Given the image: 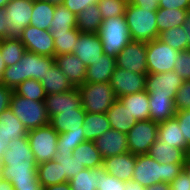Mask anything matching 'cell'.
Masks as SVG:
<instances>
[{"instance_id":"obj_20","label":"cell","mask_w":190,"mask_h":190,"mask_svg":"<svg viewBox=\"0 0 190 190\" xmlns=\"http://www.w3.org/2000/svg\"><path fill=\"white\" fill-rule=\"evenodd\" d=\"M55 63L74 87L85 83L87 66L76 55L71 53L55 56Z\"/></svg>"},{"instance_id":"obj_48","label":"cell","mask_w":190,"mask_h":190,"mask_svg":"<svg viewBox=\"0 0 190 190\" xmlns=\"http://www.w3.org/2000/svg\"><path fill=\"white\" fill-rule=\"evenodd\" d=\"M176 118L179 121L181 134L188 144V154L190 153V111L188 109L176 112Z\"/></svg>"},{"instance_id":"obj_18","label":"cell","mask_w":190,"mask_h":190,"mask_svg":"<svg viewBox=\"0 0 190 190\" xmlns=\"http://www.w3.org/2000/svg\"><path fill=\"white\" fill-rule=\"evenodd\" d=\"M44 102L49 119L60 114L61 110L83 109L81 96L77 87L64 93L47 94Z\"/></svg>"},{"instance_id":"obj_2","label":"cell","mask_w":190,"mask_h":190,"mask_svg":"<svg viewBox=\"0 0 190 190\" xmlns=\"http://www.w3.org/2000/svg\"><path fill=\"white\" fill-rule=\"evenodd\" d=\"M54 63L55 57L41 56L26 51L20 61L6 67L0 83L14 89L27 79L41 81Z\"/></svg>"},{"instance_id":"obj_31","label":"cell","mask_w":190,"mask_h":190,"mask_svg":"<svg viewBox=\"0 0 190 190\" xmlns=\"http://www.w3.org/2000/svg\"><path fill=\"white\" fill-rule=\"evenodd\" d=\"M82 128L85 140L94 141L111 127L109 120L107 119L106 113L86 112Z\"/></svg>"},{"instance_id":"obj_17","label":"cell","mask_w":190,"mask_h":190,"mask_svg":"<svg viewBox=\"0 0 190 190\" xmlns=\"http://www.w3.org/2000/svg\"><path fill=\"white\" fill-rule=\"evenodd\" d=\"M94 144L103 159L129 152L126 133L112 128L95 139Z\"/></svg>"},{"instance_id":"obj_28","label":"cell","mask_w":190,"mask_h":190,"mask_svg":"<svg viewBox=\"0 0 190 190\" xmlns=\"http://www.w3.org/2000/svg\"><path fill=\"white\" fill-rule=\"evenodd\" d=\"M138 121L150 119L149 95L146 90L118 98Z\"/></svg>"},{"instance_id":"obj_54","label":"cell","mask_w":190,"mask_h":190,"mask_svg":"<svg viewBox=\"0 0 190 190\" xmlns=\"http://www.w3.org/2000/svg\"><path fill=\"white\" fill-rule=\"evenodd\" d=\"M6 17L4 8H0V39L8 38L10 35V28L6 24Z\"/></svg>"},{"instance_id":"obj_32","label":"cell","mask_w":190,"mask_h":190,"mask_svg":"<svg viewBox=\"0 0 190 190\" xmlns=\"http://www.w3.org/2000/svg\"><path fill=\"white\" fill-rule=\"evenodd\" d=\"M37 176L43 187L68 182L60 163L55 160L38 164Z\"/></svg>"},{"instance_id":"obj_5","label":"cell","mask_w":190,"mask_h":190,"mask_svg":"<svg viewBox=\"0 0 190 190\" xmlns=\"http://www.w3.org/2000/svg\"><path fill=\"white\" fill-rule=\"evenodd\" d=\"M106 55L116 56L131 41L125 16L111 17L102 21L98 31Z\"/></svg>"},{"instance_id":"obj_6","label":"cell","mask_w":190,"mask_h":190,"mask_svg":"<svg viewBox=\"0 0 190 190\" xmlns=\"http://www.w3.org/2000/svg\"><path fill=\"white\" fill-rule=\"evenodd\" d=\"M10 109L28 131L50 124L44 101H34L13 92Z\"/></svg>"},{"instance_id":"obj_60","label":"cell","mask_w":190,"mask_h":190,"mask_svg":"<svg viewBox=\"0 0 190 190\" xmlns=\"http://www.w3.org/2000/svg\"><path fill=\"white\" fill-rule=\"evenodd\" d=\"M0 190H15L10 181L0 178Z\"/></svg>"},{"instance_id":"obj_27","label":"cell","mask_w":190,"mask_h":190,"mask_svg":"<svg viewBox=\"0 0 190 190\" xmlns=\"http://www.w3.org/2000/svg\"><path fill=\"white\" fill-rule=\"evenodd\" d=\"M175 96H149L150 120L164 122L176 115Z\"/></svg>"},{"instance_id":"obj_42","label":"cell","mask_w":190,"mask_h":190,"mask_svg":"<svg viewBox=\"0 0 190 190\" xmlns=\"http://www.w3.org/2000/svg\"><path fill=\"white\" fill-rule=\"evenodd\" d=\"M85 141L83 131H65L59 133L56 154L73 153L75 147Z\"/></svg>"},{"instance_id":"obj_15","label":"cell","mask_w":190,"mask_h":190,"mask_svg":"<svg viewBox=\"0 0 190 190\" xmlns=\"http://www.w3.org/2000/svg\"><path fill=\"white\" fill-rule=\"evenodd\" d=\"M182 82V78L173 70L147 74L145 90L149 96H175Z\"/></svg>"},{"instance_id":"obj_38","label":"cell","mask_w":190,"mask_h":190,"mask_svg":"<svg viewBox=\"0 0 190 190\" xmlns=\"http://www.w3.org/2000/svg\"><path fill=\"white\" fill-rule=\"evenodd\" d=\"M68 182L71 190H97L100 182V168H84Z\"/></svg>"},{"instance_id":"obj_12","label":"cell","mask_w":190,"mask_h":190,"mask_svg":"<svg viewBox=\"0 0 190 190\" xmlns=\"http://www.w3.org/2000/svg\"><path fill=\"white\" fill-rule=\"evenodd\" d=\"M147 45L143 41H130L116 56V66L138 74H148Z\"/></svg>"},{"instance_id":"obj_65","label":"cell","mask_w":190,"mask_h":190,"mask_svg":"<svg viewBox=\"0 0 190 190\" xmlns=\"http://www.w3.org/2000/svg\"><path fill=\"white\" fill-rule=\"evenodd\" d=\"M9 0H0V8H4L8 4Z\"/></svg>"},{"instance_id":"obj_36","label":"cell","mask_w":190,"mask_h":190,"mask_svg":"<svg viewBox=\"0 0 190 190\" xmlns=\"http://www.w3.org/2000/svg\"><path fill=\"white\" fill-rule=\"evenodd\" d=\"M77 18L74 13L67 9L64 4L55 6L53 20L51 21L50 33L68 32L71 29H77Z\"/></svg>"},{"instance_id":"obj_44","label":"cell","mask_w":190,"mask_h":190,"mask_svg":"<svg viewBox=\"0 0 190 190\" xmlns=\"http://www.w3.org/2000/svg\"><path fill=\"white\" fill-rule=\"evenodd\" d=\"M54 160L60 163L63 169V174H65L68 181L85 168L83 165H80L77 162L76 158L73 157L72 153L56 154Z\"/></svg>"},{"instance_id":"obj_59","label":"cell","mask_w":190,"mask_h":190,"mask_svg":"<svg viewBox=\"0 0 190 190\" xmlns=\"http://www.w3.org/2000/svg\"><path fill=\"white\" fill-rule=\"evenodd\" d=\"M146 190H171V188L169 183L160 182L149 186Z\"/></svg>"},{"instance_id":"obj_16","label":"cell","mask_w":190,"mask_h":190,"mask_svg":"<svg viewBox=\"0 0 190 190\" xmlns=\"http://www.w3.org/2000/svg\"><path fill=\"white\" fill-rule=\"evenodd\" d=\"M72 54L81 59L86 66L93 64L104 54L98 33L80 32Z\"/></svg>"},{"instance_id":"obj_40","label":"cell","mask_w":190,"mask_h":190,"mask_svg":"<svg viewBox=\"0 0 190 190\" xmlns=\"http://www.w3.org/2000/svg\"><path fill=\"white\" fill-rule=\"evenodd\" d=\"M158 39L179 52L188 49L186 30H184L183 26L173 27L171 29L161 32Z\"/></svg>"},{"instance_id":"obj_19","label":"cell","mask_w":190,"mask_h":190,"mask_svg":"<svg viewBox=\"0 0 190 190\" xmlns=\"http://www.w3.org/2000/svg\"><path fill=\"white\" fill-rule=\"evenodd\" d=\"M136 155L127 152L121 155L110 156L103 159V168L121 181L128 182L133 178Z\"/></svg>"},{"instance_id":"obj_23","label":"cell","mask_w":190,"mask_h":190,"mask_svg":"<svg viewBox=\"0 0 190 190\" xmlns=\"http://www.w3.org/2000/svg\"><path fill=\"white\" fill-rule=\"evenodd\" d=\"M181 133L176 116L158 123L157 139L168 142L174 148L183 149L188 154V144Z\"/></svg>"},{"instance_id":"obj_14","label":"cell","mask_w":190,"mask_h":190,"mask_svg":"<svg viewBox=\"0 0 190 190\" xmlns=\"http://www.w3.org/2000/svg\"><path fill=\"white\" fill-rule=\"evenodd\" d=\"M147 74H138L116 67L110 84L117 98L145 90Z\"/></svg>"},{"instance_id":"obj_3","label":"cell","mask_w":190,"mask_h":190,"mask_svg":"<svg viewBox=\"0 0 190 190\" xmlns=\"http://www.w3.org/2000/svg\"><path fill=\"white\" fill-rule=\"evenodd\" d=\"M184 164H161L149 154L136 155V163L133 172V181L145 188L156 183H171L183 170Z\"/></svg>"},{"instance_id":"obj_58","label":"cell","mask_w":190,"mask_h":190,"mask_svg":"<svg viewBox=\"0 0 190 190\" xmlns=\"http://www.w3.org/2000/svg\"><path fill=\"white\" fill-rule=\"evenodd\" d=\"M124 190H146V188L138 182L131 180L126 182Z\"/></svg>"},{"instance_id":"obj_7","label":"cell","mask_w":190,"mask_h":190,"mask_svg":"<svg viewBox=\"0 0 190 190\" xmlns=\"http://www.w3.org/2000/svg\"><path fill=\"white\" fill-rule=\"evenodd\" d=\"M77 88L88 113H106L117 99L109 82L84 83Z\"/></svg>"},{"instance_id":"obj_51","label":"cell","mask_w":190,"mask_h":190,"mask_svg":"<svg viewBox=\"0 0 190 190\" xmlns=\"http://www.w3.org/2000/svg\"><path fill=\"white\" fill-rule=\"evenodd\" d=\"M170 188L171 190H190V179L184 170L170 183Z\"/></svg>"},{"instance_id":"obj_52","label":"cell","mask_w":190,"mask_h":190,"mask_svg":"<svg viewBox=\"0 0 190 190\" xmlns=\"http://www.w3.org/2000/svg\"><path fill=\"white\" fill-rule=\"evenodd\" d=\"M14 89L0 83V113L10 108L11 97Z\"/></svg>"},{"instance_id":"obj_35","label":"cell","mask_w":190,"mask_h":190,"mask_svg":"<svg viewBox=\"0 0 190 190\" xmlns=\"http://www.w3.org/2000/svg\"><path fill=\"white\" fill-rule=\"evenodd\" d=\"M54 11L55 5H52L46 1L33 0L30 25L49 31L51 21L53 20Z\"/></svg>"},{"instance_id":"obj_21","label":"cell","mask_w":190,"mask_h":190,"mask_svg":"<svg viewBox=\"0 0 190 190\" xmlns=\"http://www.w3.org/2000/svg\"><path fill=\"white\" fill-rule=\"evenodd\" d=\"M60 114L50 119V125L58 132L83 131L82 125L86 116L84 109L61 110Z\"/></svg>"},{"instance_id":"obj_11","label":"cell","mask_w":190,"mask_h":190,"mask_svg":"<svg viewBox=\"0 0 190 190\" xmlns=\"http://www.w3.org/2000/svg\"><path fill=\"white\" fill-rule=\"evenodd\" d=\"M33 0H9L4 7L7 25L10 28L8 38L19 39L24 28L30 25Z\"/></svg>"},{"instance_id":"obj_25","label":"cell","mask_w":190,"mask_h":190,"mask_svg":"<svg viewBox=\"0 0 190 190\" xmlns=\"http://www.w3.org/2000/svg\"><path fill=\"white\" fill-rule=\"evenodd\" d=\"M148 154L161 164H184L187 153L183 149L174 148L166 141L156 140L150 147Z\"/></svg>"},{"instance_id":"obj_24","label":"cell","mask_w":190,"mask_h":190,"mask_svg":"<svg viewBox=\"0 0 190 190\" xmlns=\"http://www.w3.org/2000/svg\"><path fill=\"white\" fill-rule=\"evenodd\" d=\"M28 135V130L8 108L0 113V139L6 144L12 139H20Z\"/></svg>"},{"instance_id":"obj_8","label":"cell","mask_w":190,"mask_h":190,"mask_svg":"<svg viewBox=\"0 0 190 190\" xmlns=\"http://www.w3.org/2000/svg\"><path fill=\"white\" fill-rule=\"evenodd\" d=\"M27 136L37 165L54 160L59 133L50 124L28 131Z\"/></svg>"},{"instance_id":"obj_10","label":"cell","mask_w":190,"mask_h":190,"mask_svg":"<svg viewBox=\"0 0 190 190\" xmlns=\"http://www.w3.org/2000/svg\"><path fill=\"white\" fill-rule=\"evenodd\" d=\"M158 123L152 120H140L129 130L127 144L129 152L135 155L148 154L157 140Z\"/></svg>"},{"instance_id":"obj_30","label":"cell","mask_w":190,"mask_h":190,"mask_svg":"<svg viewBox=\"0 0 190 190\" xmlns=\"http://www.w3.org/2000/svg\"><path fill=\"white\" fill-rule=\"evenodd\" d=\"M72 155L85 168L97 169L103 167V158L95 147L94 141L82 142L75 147Z\"/></svg>"},{"instance_id":"obj_41","label":"cell","mask_w":190,"mask_h":190,"mask_svg":"<svg viewBox=\"0 0 190 190\" xmlns=\"http://www.w3.org/2000/svg\"><path fill=\"white\" fill-rule=\"evenodd\" d=\"M14 92L24 98H30L34 101H44L46 93L42 83L35 79H27L17 87Z\"/></svg>"},{"instance_id":"obj_55","label":"cell","mask_w":190,"mask_h":190,"mask_svg":"<svg viewBox=\"0 0 190 190\" xmlns=\"http://www.w3.org/2000/svg\"><path fill=\"white\" fill-rule=\"evenodd\" d=\"M15 190H44L40 183H31L25 185H12Z\"/></svg>"},{"instance_id":"obj_47","label":"cell","mask_w":190,"mask_h":190,"mask_svg":"<svg viewBox=\"0 0 190 190\" xmlns=\"http://www.w3.org/2000/svg\"><path fill=\"white\" fill-rule=\"evenodd\" d=\"M177 111L190 108V80L183 81L174 98Z\"/></svg>"},{"instance_id":"obj_33","label":"cell","mask_w":190,"mask_h":190,"mask_svg":"<svg viewBox=\"0 0 190 190\" xmlns=\"http://www.w3.org/2000/svg\"><path fill=\"white\" fill-rule=\"evenodd\" d=\"M76 28L80 32L98 33L102 23L101 12L97 4L89 5L76 15Z\"/></svg>"},{"instance_id":"obj_57","label":"cell","mask_w":190,"mask_h":190,"mask_svg":"<svg viewBox=\"0 0 190 190\" xmlns=\"http://www.w3.org/2000/svg\"><path fill=\"white\" fill-rule=\"evenodd\" d=\"M44 190H71L69 182L44 187Z\"/></svg>"},{"instance_id":"obj_63","label":"cell","mask_w":190,"mask_h":190,"mask_svg":"<svg viewBox=\"0 0 190 190\" xmlns=\"http://www.w3.org/2000/svg\"><path fill=\"white\" fill-rule=\"evenodd\" d=\"M6 65H5V62H4V60H3V57L1 56V54H0V79H1V77H2V75H3V73H4V70L6 69Z\"/></svg>"},{"instance_id":"obj_39","label":"cell","mask_w":190,"mask_h":190,"mask_svg":"<svg viewBox=\"0 0 190 190\" xmlns=\"http://www.w3.org/2000/svg\"><path fill=\"white\" fill-rule=\"evenodd\" d=\"M79 33L78 29H71L68 32L51 33L54 39L55 56L73 53Z\"/></svg>"},{"instance_id":"obj_46","label":"cell","mask_w":190,"mask_h":190,"mask_svg":"<svg viewBox=\"0 0 190 190\" xmlns=\"http://www.w3.org/2000/svg\"><path fill=\"white\" fill-rule=\"evenodd\" d=\"M126 182L100 168V182L97 190H124Z\"/></svg>"},{"instance_id":"obj_34","label":"cell","mask_w":190,"mask_h":190,"mask_svg":"<svg viewBox=\"0 0 190 190\" xmlns=\"http://www.w3.org/2000/svg\"><path fill=\"white\" fill-rule=\"evenodd\" d=\"M188 10L158 8L156 11V23L158 33L177 26H183Z\"/></svg>"},{"instance_id":"obj_43","label":"cell","mask_w":190,"mask_h":190,"mask_svg":"<svg viewBox=\"0 0 190 190\" xmlns=\"http://www.w3.org/2000/svg\"><path fill=\"white\" fill-rule=\"evenodd\" d=\"M127 0H99L97 3L102 20L111 17L124 16Z\"/></svg>"},{"instance_id":"obj_64","label":"cell","mask_w":190,"mask_h":190,"mask_svg":"<svg viewBox=\"0 0 190 190\" xmlns=\"http://www.w3.org/2000/svg\"><path fill=\"white\" fill-rule=\"evenodd\" d=\"M41 1H46L48 3H51L52 5H61L64 3V0H41Z\"/></svg>"},{"instance_id":"obj_1","label":"cell","mask_w":190,"mask_h":190,"mask_svg":"<svg viewBox=\"0 0 190 190\" xmlns=\"http://www.w3.org/2000/svg\"><path fill=\"white\" fill-rule=\"evenodd\" d=\"M0 178L10 181L12 185L40 183L28 136L8 142L0 162Z\"/></svg>"},{"instance_id":"obj_49","label":"cell","mask_w":190,"mask_h":190,"mask_svg":"<svg viewBox=\"0 0 190 190\" xmlns=\"http://www.w3.org/2000/svg\"><path fill=\"white\" fill-rule=\"evenodd\" d=\"M99 0H64V6L77 15L89 5L97 4Z\"/></svg>"},{"instance_id":"obj_37","label":"cell","mask_w":190,"mask_h":190,"mask_svg":"<svg viewBox=\"0 0 190 190\" xmlns=\"http://www.w3.org/2000/svg\"><path fill=\"white\" fill-rule=\"evenodd\" d=\"M26 48L20 39L3 38L0 39V54L7 67L16 64L25 54Z\"/></svg>"},{"instance_id":"obj_53","label":"cell","mask_w":190,"mask_h":190,"mask_svg":"<svg viewBox=\"0 0 190 190\" xmlns=\"http://www.w3.org/2000/svg\"><path fill=\"white\" fill-rule=\"evenodd\" d=\"M128 4H133L141 8H147L151 10H157L158 0H127Z\"/></svg>"},{"instance_id":"obj_4","label":"cell","mask_w":190,"mask_h":190,"mask_svg":"<svg viewBox=\"0 0 190 190\" xmlns=\"http://www.w3.org/2000/svg\"><path fill=\"white\" fill-rule=\"evenodd\" d=\"M156 11L127 3L124 16L132 41L149 42L159 37Z\"/></svg>"},{"instance_id":"obj_29","label":"cell","mask_w":190,"mask_h":190,"mask_svg":"<svg viewBox=\"0 0 190 190\" xmlns=\"http://www.w3.org/2000/svg\"><path fill=\"white\" fill-rule=\"evenodd\" d=\"M40 82L46 94L64 93L75 88L56 63L49 68Z\"/></svg>"},{"instance_id":"obj_26","label":"cell","mask_w":190,"mask_h":190,"mask_svg":"<svg viewBox=\"0 0 190 190\" xmlns=\"http://www.w3.org/2000/svg\"><path fill=\"white\" fill-rule=\"evenodd\" d=\"M107 119L109 120L110 127L124 133L137 123V119L130 114L124 104L117 98L112 104L111 108L106 112Z\"/></svg>"},{"instance_id":"obj_22","label":"cell","mask_w":190,"mask_h":190,"mask_svg":"<svg viewBox=\"0 0 190 190\" xmlns=\"http://www.w3.org/2000/svg\"><path fill=\"white\" fill-rule=\"evenodd\" d=\"M116 67L115 58L104 53L87 66L85 83L110 82Z\"/></svg>"},{"instance_id":"obj_56","label":"cell","mask_w":190,"mask_h":190,"mask_svg":"<svg viewBox=\"0 0 190 190\" xmlns=\"http://www.w3.org/2000/svg\"><path fill=\"white\" fill-rule=\"evenodd\" d=\"M183 27L186 30V40H188V49H190V10L185 16Z\"/></svg>"},{"instance_id":"obj_61","label":"cell","mask_w":190,"mask_h":190,"mask_svg":"<svg viewBox=\"0 0 190 190\" xmlns=\"http://www.w3.org/2000/svg\"><path fill=\"white\" fill-rule=\"evenodd\" d=\"M183 170L187 173L188 178L190 179V153L187 154Z\"/></svg>"},{"instance_id":"obj_9","label":"cell","mask_w":190,"mask_h":190,"mask_svg":"<svg viewBox=\"0 0 190 190\" xmlns=\"http://www.w3.org/2000/svg\"><path fill=\"white\" fill-rule=\"evenodd\" d=\"M146 45L148 74H158L173 70L179 51L173 49L171 46L162 42L158 38L146 42Z\"/></svg>"},{"instance_id":"obj_13","label":"cell","mask_w":190,"mask_h":190,"mask_svg":"<svg viewBox=\"0 0 190 190\" xmlns=\"http://www.w3.org/2000/svg\"><path fill=\"white\" fill-rule=\"evenodd\" d=\"M19 39L28 52L55 57L54 39L48 30L29 25L24 28Z\"/></svg>"},{"instance_id":"obj_62","label":"cell","mask_w":190,"mask_h":190,"mask_svg":"<svg viewBox=\"0 0 190 190\" xmlns=\"http://www.w3.org/2000/svg\"><path fill=\"white\" fill-rule=\"evenodd\" d=\"M7 149V144L4 140L0 139V162L2 160L3 154L5 150Z\"/></svg>"},{"instance_id":"obj_45","label":"cell","mask_w":190,"mask_h":190,"mask_svg":"<svg viewBox=\"0 0 190 190\" xmlns=\"http://www.w3.org/2000/svg\"><path fill=\"white\" fill-rule=\"evenodd\" d=\"M175 71L183 81L190 80V49L179 52L174 63Z\"/></svg>"},{"instance_id":"obj_50","label":"cell","mask_w":190,"mask_h":190,"mask_svg":"<svg viewBox=\"0 0 190 190\" xmlns=\"http://www.w3.org/2000/svg\"><path fill=\"white\" fill-rule=\"evenodd\" d=\"M159 8L190 10V0H158Z\"/></svg>"}]
</instances>
